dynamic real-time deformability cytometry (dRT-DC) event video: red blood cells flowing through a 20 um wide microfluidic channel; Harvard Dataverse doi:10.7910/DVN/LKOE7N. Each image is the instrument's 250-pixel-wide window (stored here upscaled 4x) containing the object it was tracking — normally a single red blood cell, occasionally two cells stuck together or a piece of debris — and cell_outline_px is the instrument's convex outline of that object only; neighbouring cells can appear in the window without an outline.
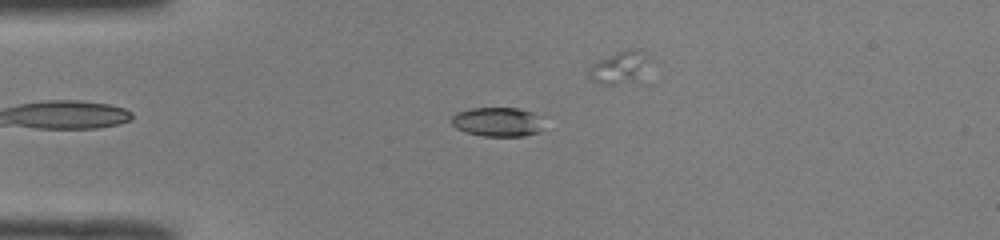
{"species": "common noctule bat (a hibernating species)", "species_latin": "Nyctalus noctula", "temperature_condition": "room temperature", "stored_images_in_passage": 38, "camera_frame_rate_fps": 3000, "um_per_image_px": 0.085, "animal": {"sex": "male", "body_mass_g": 19.0, "forearm_length_mm": 50.8}, "frame": {"image": 1, "passage_image": 11, "time_ms": 3.333, "image_size_px": [1000, 240], "cell_outline_px": [[540, 132], [524, 136], [484, 136], [464, 132], [456, 128], [452, 124], [452, 116], [456, 112], [472, 108], [516, 108], [532, 112], [540, 116]], "centroid_in_image_um": [42.25, 10.36], "position_along_channel_um": 42.7, "area_um2": 15.66}}
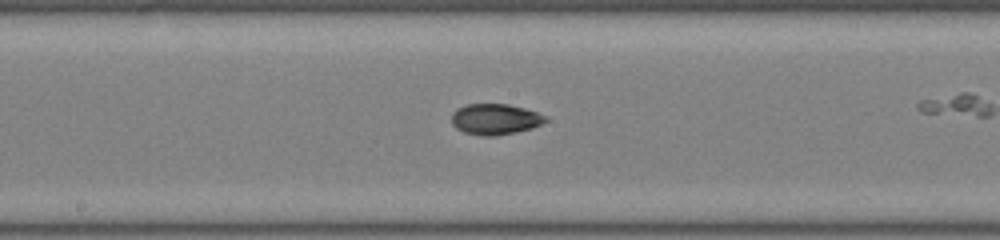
{"frame": {"image": 2, "passage_image": 25, "time_ms": 8.0, "image_size_px": [1000, 240], "cell_outline_px": [[548, 120], [532, 128], [496, 136], [484, 136], [464, 132], [456, 128], [452, 124], [452, 112], [456, 108], [468, 104], [508, 104], [524, 108], [548, 116]], "centroid_in_image_um": [42.08, 10.12], "position_along_channel_um": 206.1, "area_um2": 16.88}}
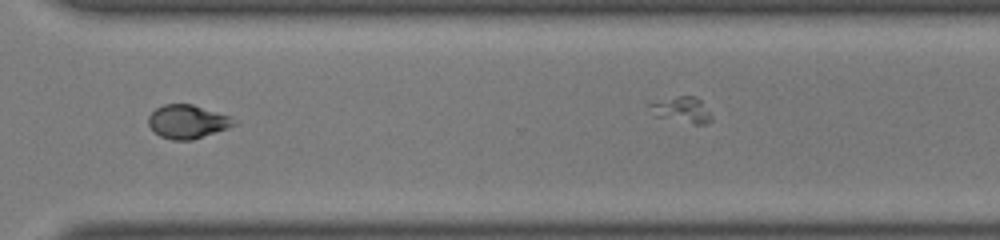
{"frame": {"image": 3, "passage_image": 36, "time_ms": 11.667, "image_size_px": [1000, 240], "cell_outline_px": [[240, 124], [192, 140], [172, 140], [160, 136], [148, 124], [148, 116], [156, 108], [164, 104], [192, 104], [232, 116]], "centroid_in_image_um": [15.98, 10.33], "position_along_channel_um": 354.6, "area_um2": 16.88}}